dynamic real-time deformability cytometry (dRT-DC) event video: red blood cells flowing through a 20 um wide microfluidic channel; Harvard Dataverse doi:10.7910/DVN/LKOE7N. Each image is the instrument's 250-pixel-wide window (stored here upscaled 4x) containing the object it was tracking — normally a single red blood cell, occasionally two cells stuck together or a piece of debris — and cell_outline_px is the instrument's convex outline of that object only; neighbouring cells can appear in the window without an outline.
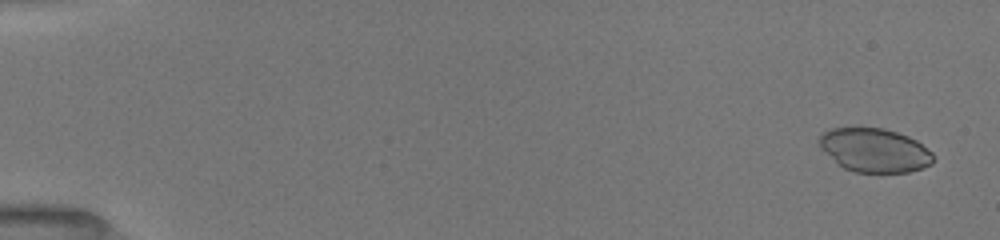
{"species": "common noctule bat (a hibernating species)", "species_latin": "Nyctalus noctula", "temperature_condition": "room temperature", "stored_images_in_passage": 33, "camera_frame_rate_fps": 3000, "um_per_image_px": 0.085, "animal": {"sex": "female", "body_mass_g": 19.5, "forearm_length_mm": 54.1}, "frame": {"image": 1, "passage_image": 2, "time_ms": 0.333, "image_size_px": [1000, 240], "cell_outline_px": [[932, 164], [924, 168], [908, 172], [852, 172], [836, 164], [816, 144], [816, 140], [820, 132], [832, 128], [884, 128], [908, 136], [916, 140], [932, 152]], "centroid_in_image_um": [74.26, 12.77], "position_along_channel_um": 10.7, "area_um2": 29.48}}
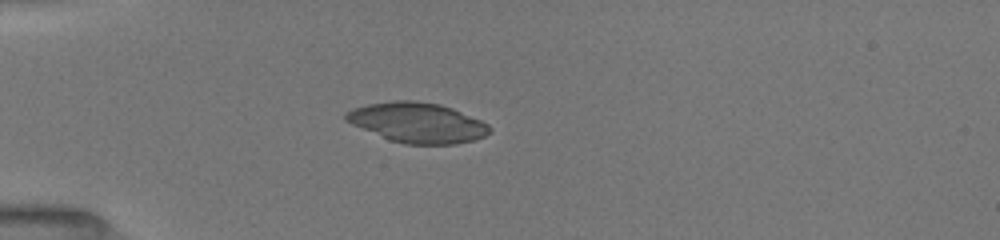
{"frame": {"image": 2, "passage_image": 17, "time_ms": 4.667, "image_size_px": [1000, 240], "cell_outline_px": [[492, 132], [476, 140], [456, 144], [404, 144], [388, 140], [352, 124], [344, 120], [344, 116], [352, 108], [368, 104], [396, 100], [416, 100], [440, 104], [452, 108], [480, 120], [488, 124], [492, 128]], "centroid_in_image_um": [35.5, 10.43], "position_along_channel_um": 49.5, "area_um2": 33.7}}